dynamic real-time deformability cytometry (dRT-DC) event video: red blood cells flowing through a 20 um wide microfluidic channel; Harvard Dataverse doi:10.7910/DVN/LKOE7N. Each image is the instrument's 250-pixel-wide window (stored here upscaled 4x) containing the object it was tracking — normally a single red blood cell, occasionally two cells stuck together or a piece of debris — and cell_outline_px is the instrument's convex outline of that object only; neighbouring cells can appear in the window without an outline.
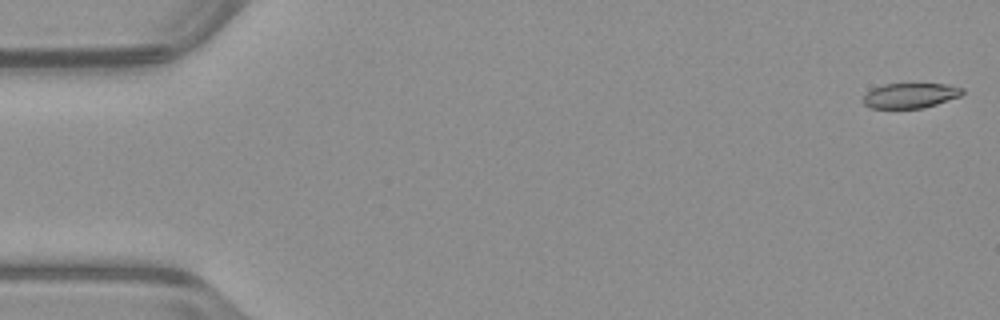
{"species": "common noctule bat (a hibernating species)", "species_latin": "Nyctalus noctula", "temperature_condition": "warm", "stored_images_in_passage": 52, "camera_frame_rate_fps": 3000, "um_per_image_px": 0.085, "animal": {"sex": "male", "body_mass_g": 23.1, "forearm_length_mm": 52.7}, "frame": {"image": 1, "passage_image": 1, "time_ms": 0.0, "image_size_px": [1000, 320], "cell_outline_px": [[964, 92], [960, 96], [924, 108], [872, 108], [864, 104], [864, 96], [872, 88], [884, 84], [948, 84], [964, 88]], "centroid_in_image_um": [77.4, 8.11], "position_along_channel_um": 7.6, "area_um2": 14.39}}
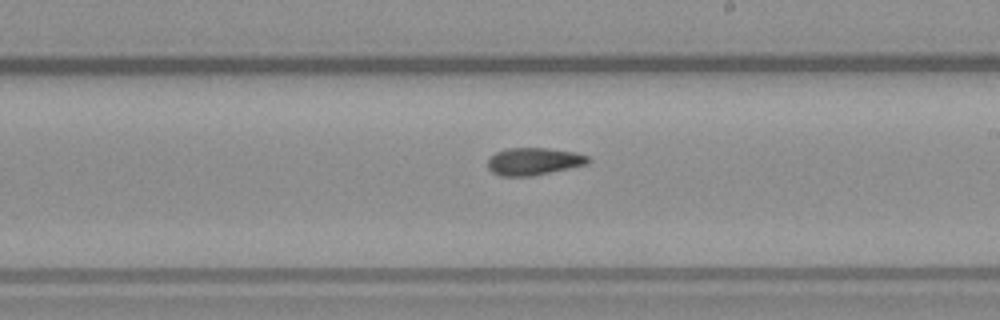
{"frame": {"image": 2, "passage_image": 30, "time_ms": 9.667, "image_size_px": [1000, 320], "cell_outline_px": [[592, 160], [588, 164], [532, 176], [500, 176], [492, 172], [488, 168], [488, 160], [496, 152], [508, 148], [548, 148], [576, 152], [588, 156]], "centroid_in_image_um": [45.39, 13.71], "position_along_channel_um": 243.6, "area_um2": 16.07}}
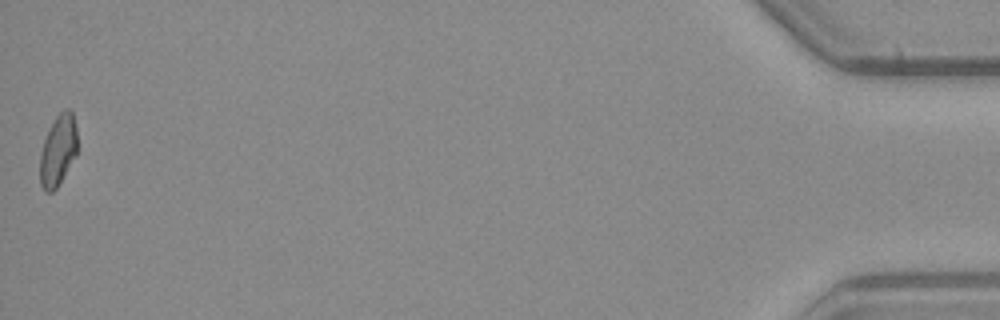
{"frame": {"image": 3, "passage_image": 52, "time_ms": 17.0, "image_size_px": [1000, 320], "cell_outline_px": [[76, 156], [56, 188], [52, 192], [44, 192], [40, 184], [40, 152], [44, 140], [56, 116], [64, 108], [68, 108], [72, 112], [76, 128]], "centroid_in_image_um": [4.92, 12.8], "position_along_channel_um": 430.3, "area_um2": 15.32}, "authors_computed_cell_mechanics": {"area_um2": 15.9528, "velocity_mm_per_s": 3.9747, "shape_relaxation_time_tau1_ms": null, "shape_relaxation_time_tau2_ms": 3.452, "deformation_change_tau1": null, "deformation_change_tau2": 0.0923}}